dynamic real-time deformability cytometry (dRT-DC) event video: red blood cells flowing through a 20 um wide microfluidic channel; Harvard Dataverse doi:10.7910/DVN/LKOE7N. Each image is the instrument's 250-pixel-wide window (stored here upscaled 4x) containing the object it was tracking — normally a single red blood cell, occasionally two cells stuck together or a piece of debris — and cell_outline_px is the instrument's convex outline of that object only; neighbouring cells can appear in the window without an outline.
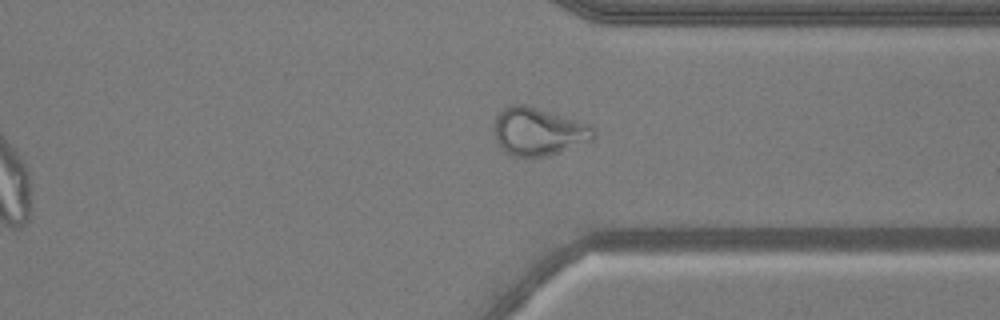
{"species": "common noctule bat (a hibernating species)", "species_latin": "Nyctalus noctula", "temperature_condition": "warm", "stored_images_in_passage": 38, "camera_frame_rate_fps": 3000, "um_per_image_px": 0.085, "animal": {"sex": "male", "body_mass_g": 20.5, "forearm_length_mm": 52.5}, "frame": {"image": 1, "passage_image": 33, "time_ms": 10.667, "image_size_px": [1000, 320], "cell_outline_px": [[596, 136], [592, 140], [548, 156], [512, 156], [496, 140], [492, 128], [496, 116], [508, 104], [524, 104], [564, 116], [588, 124], [596, 128]], "centroid_in_image_um": [45.76, 11.16], "position_along_channel_um": 365.6, "area_um2": 27.63}}
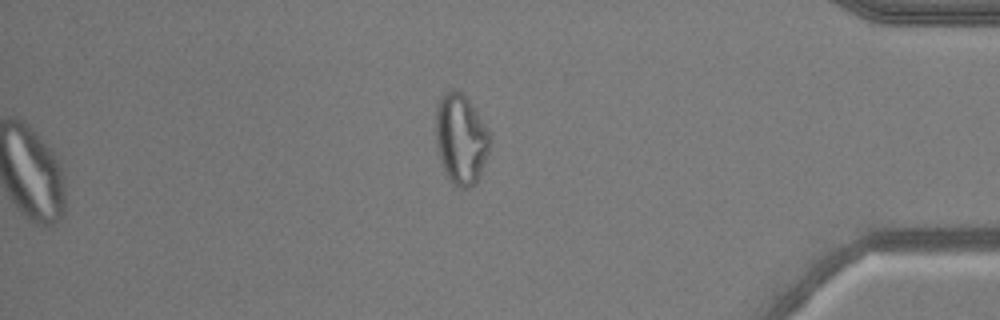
{"frame": {"image": 2, "passage_image": 38, "time_ms": 12.333, "image_size_px": [1000, 320], "cell_outline_px": [[492, 144], [476, 184], [468, 188], [460, 188], [452, 184], [440, 160], [436, 144], [436, 104], [440, 96], [444, 92], [452, 88], [460, 92], [472, 104], [488, 132], [492, 140]], "centroid_in_image_um": [39.17, 11.81], "position_along_channel_um": 396.0, "area_um2": 28.55}, "authors_computed_cell_mechanics": {"area_um2": 27.1082, "velocity_mm_per_s": 3.8736, "shape_relaxation_time_tau1_ms": null, "shape_relaxation_time_tau2_ms": 1.3721, "deformation_change_tau1": null, "deformation_change_tau2": 0.0934}}